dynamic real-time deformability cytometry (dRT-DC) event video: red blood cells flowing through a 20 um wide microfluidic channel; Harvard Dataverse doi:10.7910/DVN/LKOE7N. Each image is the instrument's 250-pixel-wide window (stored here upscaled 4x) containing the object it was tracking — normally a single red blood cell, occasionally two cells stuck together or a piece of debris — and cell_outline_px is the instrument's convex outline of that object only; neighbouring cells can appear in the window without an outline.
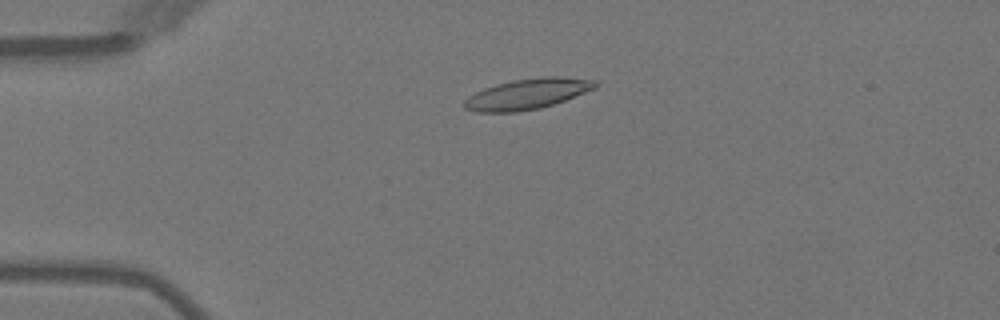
{"species": "Egyptian fruit bat (a non-hibernating species)", "species_latin": "Rousettus aegyptiacus", "temperature_condition": "warm", "stored_images_in_passage": 7, "camera_frame_rate_fps": 3000, "um_per_image_px": 0.085, "animal": {"sex": "female"}, "frame": {"image": 1, "passage_image": 3, "time_ms": 2.333, "image_size_px": [1000, 320], "cell_outline_px": [[596, 88], [564, 100], [540, 108], [516, 112], [476, 112], [464, 108], [464, 100], [468, 96], [484, 88], [496, 84], [512, 80], [540, 76], [556, 76], [596, 80]], "centroid_in_image_um": [44.79, 7.98], "position_along_channel_um": 40.2, "area_um2": 23.24}}
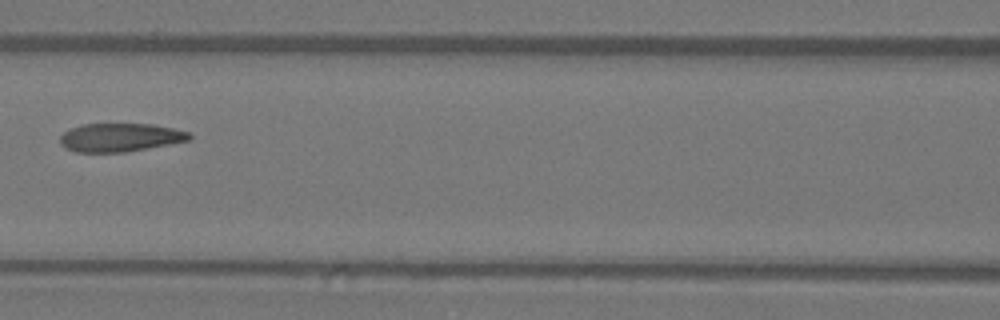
{"frame": {"image": 2, "passage_image": 6, "time_ms": 6.0, "image_size_px": [1000, 320], "cell_outline_px": [[192, 136], [188, 140], [168, 144], [124, 152], [76, 152], [64, 148], [60, 144], [60, 136], [64, 132], [80, 124], [152, 124], [172, 128], [188, 132]], "centroid_in_image_um": [10.15, 11.68], "position_along_channel_um": 156.4, "area_um2": 21.21}}
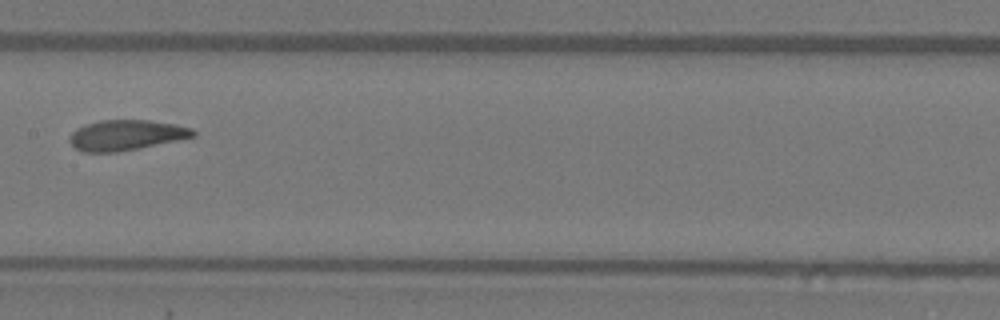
{"frame": {"image": 3, "passage_image": 7, "time_ms": 7.0, "image_size_px": [1000, 320], "cell_outline_px": [[196, 136], [140, 148], [116, 152], [84, 152], [76, 148], [68, 140], [68, 136], [76, 128], [100, 120], [148, 120], [172, 124], [192, 128], [196, 132]], "centroid_in_image_um": [10.7, 11.49], "position_along_channel_um": 196.7, "area_um2": 21.73}}